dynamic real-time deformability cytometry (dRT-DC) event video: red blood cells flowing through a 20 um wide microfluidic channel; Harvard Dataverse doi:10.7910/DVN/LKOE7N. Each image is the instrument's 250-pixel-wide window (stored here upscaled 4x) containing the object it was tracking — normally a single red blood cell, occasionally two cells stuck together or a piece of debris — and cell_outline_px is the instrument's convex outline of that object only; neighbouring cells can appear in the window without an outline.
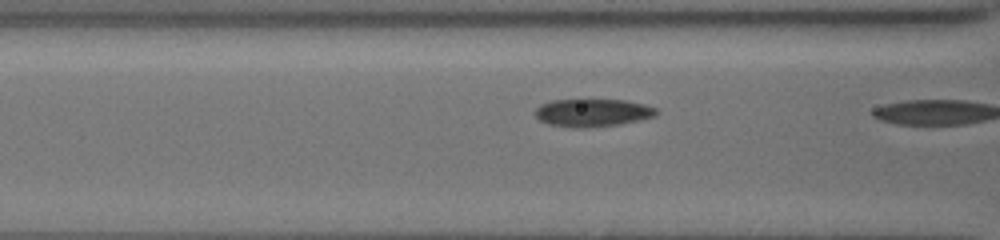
{"species": "common noctule bat (a hibernating species)", "species_latin": "Nyctalus noctula", "temperature_condition": "cold", "stored_images_in_passage": 8, "camera_frame_rate_fps": 3000, "um_per_image_px": 0.085, "animal": {"sex": "female", "body_mass_g": 19.5, "forearm_length_mm": 54.1}, "frame": {"image": 1, "passage_image": 7, "time_ms": 2.0, "image_size_px": [1000, 240], "cell_outline_px": [[656, 116], [640, 120], [620, 124], [576, 128], [548, 124], [540, 120], [536, 116], [536, 108], [540, 104], [552, 100], [624, 100], [644, 104], [656, 108]], "centroid_in_image_um": [50.36, 9.58], "position_along_channel_um": 116.2, "area_um2": 19.42}}